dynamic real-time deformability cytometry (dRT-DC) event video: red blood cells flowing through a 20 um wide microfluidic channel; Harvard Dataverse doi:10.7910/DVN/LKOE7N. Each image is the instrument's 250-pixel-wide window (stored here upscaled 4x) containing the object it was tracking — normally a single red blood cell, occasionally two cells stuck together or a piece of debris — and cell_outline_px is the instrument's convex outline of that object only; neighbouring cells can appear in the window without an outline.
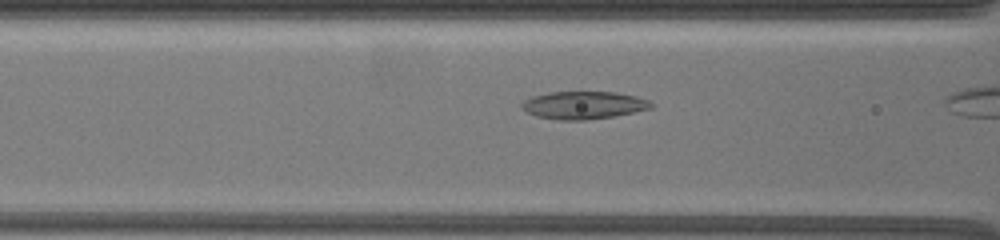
{"species": "common noctule bat (a hibernating species)", "species_latin": "Nyctalus noctula", "temperature_condition": "warm", "stored_images_in_passage": 15, "camera_frame_rate_fps": 3000, "um_per_image_px": 0.085, "animal": {"sex": "female", "body_mass_g": 19.5, "forearm_length_mm": 54.1}, "frame": {"image": 1, "passage_image": 11, "time_ms": 1.667, "image_size_px": [1000, 240], "cell_outline_px": [[652, 108], [612, 116], [584, 120], [556, 120], [536, 116], [520, 108], [520, 104], [524, 100], [532, 96], [548, 92], [616, 92], [636, 96], [648, 100], [652, 104]], "centroid_in_image_um": [49.55, 8.93], "position_along_channel_um": 117.1, "area_um2": 20.81}}